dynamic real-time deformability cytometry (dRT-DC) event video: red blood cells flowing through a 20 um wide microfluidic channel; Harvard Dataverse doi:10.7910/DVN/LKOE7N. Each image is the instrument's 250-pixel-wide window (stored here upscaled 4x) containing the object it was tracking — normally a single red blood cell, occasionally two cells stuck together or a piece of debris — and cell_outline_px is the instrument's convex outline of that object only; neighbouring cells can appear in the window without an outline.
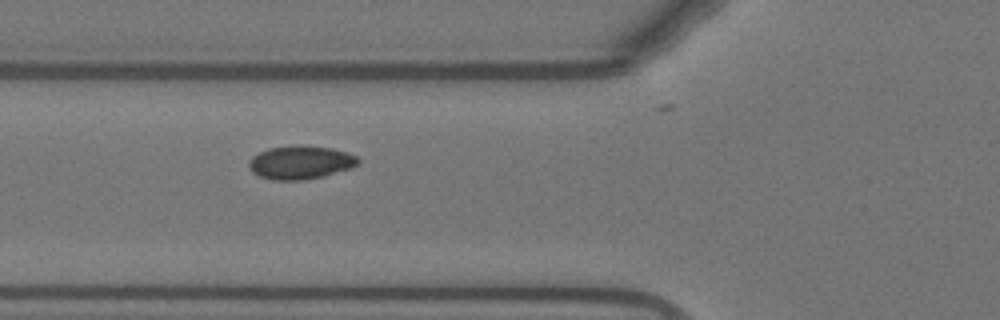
{"species": "Egyptian fruit bat (a non-hibernating species)", "species_latin": "Rousettus aegyptiacus", "temperature_condition": "warm", "stored_images_in_passage": 31, "camera_frame_rate_fps": 3000, "um_per_image_px": 0.085, "animal": {"sex": "female"}, "frame": {"image": 1, "passage_image": 3, "time_ms": 0.667, "image_size_px": [1000, 320], "cell_outline_px": [[360, 160], [356, 164], [348, 168], [324, 176], [304, 180], [272, 180], [260, 176], [252, 172], [248, 164], [248, 160], [252, 156], [268, 148], [296, 144], [300, 144], [332, 148], [348, 152], [356, 156]], "centroid_in_image_um": [25.5, 13.79], "position_along_channel_um": 100.3, "area_um2": 21.39}}
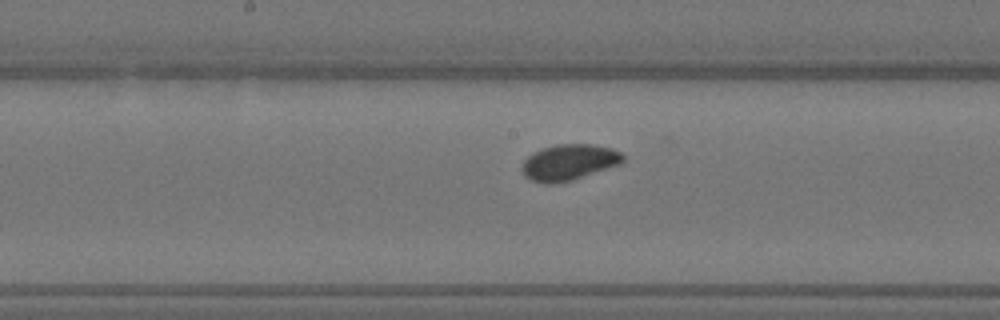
{"frame": {"image": 2, "passage_image": 11, "time_ms": 3.333, "image_size_px": [1000, 320], "cell_outline_px": [[624, 160], [620, 164], [572, 180], [556, 184], [544, 184], [532, 180], [524, 176], [520, 168], [524, 160], [532, 152], [540, 148], [556, 144], [592, 144], [612, 148], [620, 152], [624, 156]], "centroid_in_image_um": [48.32, 13.79], "position_along_channel_um": 199.9, "area_um2": 21.39}}
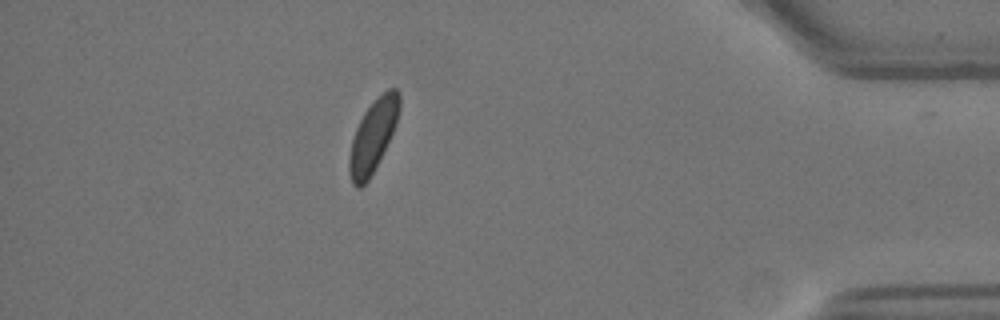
{"frame": {"image": 3, "passage_image": 31, "time_ms": 10.0, "image_size_px": [1000, 320], "cell_outline_px": [[400, 108], [396, 124], [368, 180], [360, 188], [356, 188], [352, 184], [348, 172], [348, 160], [352, 140], [356, 128], [364, 112], [388, 88], [396, 88], [400, 92]], "centroid_in_image_um": [31.68, 11.56], "position_along_channel_um": 403.5, "area_um2": 20.52}, "authors_computed_cell_mechanics": {"area_um2": 21.1548, "velocity_mm_per_s": 3.7172, "shape_relaxation_time_tau1_ms": 1.5105, "shape_relaxation_time_tau2_ms": null, "deformation_change_tau1": 0.0274, "deformation_change_tau2": null}}